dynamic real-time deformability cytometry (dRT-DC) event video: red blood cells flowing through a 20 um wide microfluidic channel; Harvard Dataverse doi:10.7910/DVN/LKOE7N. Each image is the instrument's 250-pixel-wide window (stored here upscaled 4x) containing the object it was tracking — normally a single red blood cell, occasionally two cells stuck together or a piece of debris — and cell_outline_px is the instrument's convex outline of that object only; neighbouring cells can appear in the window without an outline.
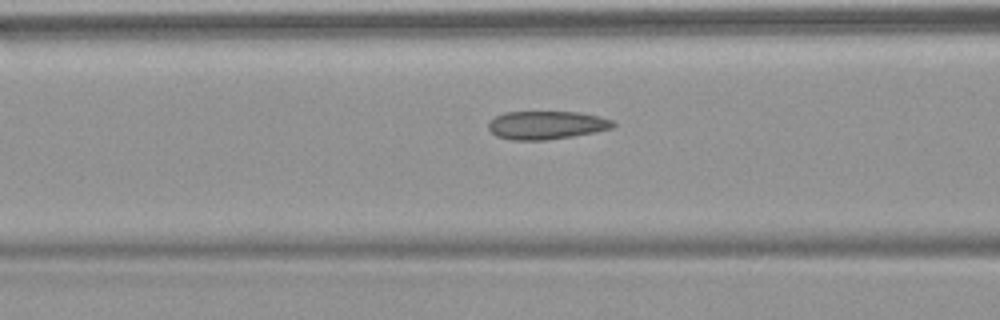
{"species": "common noctule bat (a hibernating species)", "species_latin": "Nyctalus noctula", "temperature_condition": "warm", "stored_images_in_passage": 50, "camera_frame_rate_fps": 3000, "um_per_image_px": 0.085, "animal": {"sex": "female", "body_mass_g": 18.4}, "frame": {"image": 1, "passage_image": 22, "time_ms": 7.0, "image_size_px": [1000, 320], "cell_outline_px": [[616, 124], [612, 128], [572, 136], [544, 140], [512, 140], [496, 136], [488, 128], [488, 124], [496, 116], [504, 112], [580, 112], [600, 116], [612, 120]], "centroid_in_image_um": [46.45, 10.63], "position_along_channel_um": 120.2, "area_um2": 20.4}}
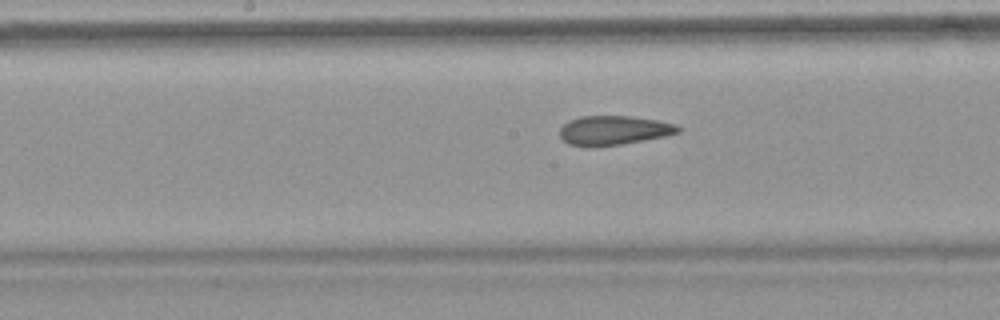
{"frame": {"image": 2, "passage_image": 28, "time_ms": 9.0, "image_size_px": [1000, 320], "cell_outline_px": [[680, 132], [664, 136], [620, 144], [592, 148], [588, 148], [568, 144], [560, 136], [560, 128], [568, 120], [580, 116], [632, 116], [656, 120], [676, 124], [680, 128]], "centroid_in_image_um": [52.11, 11.08], "position_along_channel_um": 196.1, "area_um2": 20.29}}
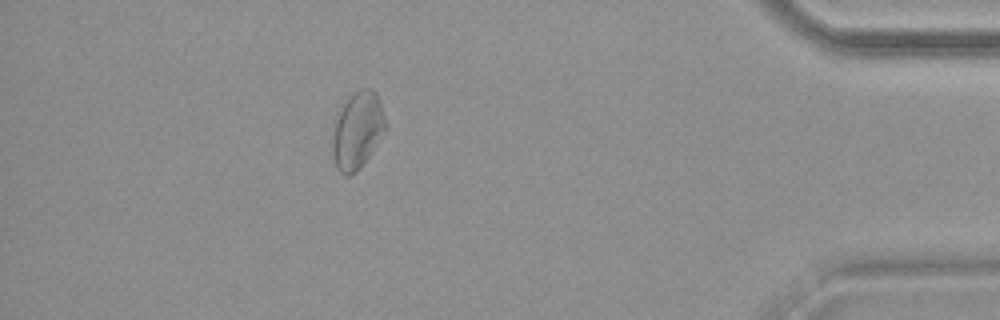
{"frame": {"image": 3, "passage_image": 48, "time_ms": 15.667, "image_size_px": [1000, 320], "cell_outline_px": [[388, 128], [372, 152], [356, 172], [348, 176], [344, 176], [336, 168], [332, 156], [332, 136], [336, 120], [344, 104], [356, 92], [364, 88], [368, 88], [376, 92], [380, 100], [388, 124]], "centroid_in_image_um": [30.42, 11.13], "position_along_channel_um": 404.8, "area_um2": 23.81}}